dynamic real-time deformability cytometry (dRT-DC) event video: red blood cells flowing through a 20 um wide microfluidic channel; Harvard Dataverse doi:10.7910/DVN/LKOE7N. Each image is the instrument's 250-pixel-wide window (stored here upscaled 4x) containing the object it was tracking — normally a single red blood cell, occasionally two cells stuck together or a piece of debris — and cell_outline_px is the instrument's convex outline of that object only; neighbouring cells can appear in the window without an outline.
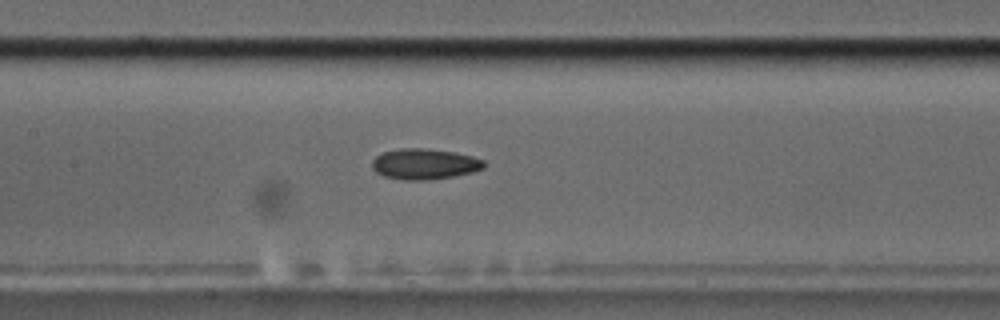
{"species": "common noctule bat (a hibernating species)", "species_latin": "Nyctalus noctula", "temperature_condition": "cold", "stored_images_in_passage": 10, "segment_of_instrument_passage": [2, 2], "camera_frame_rate_fps": 3000, "um_per_image_px": 0.085, "animal": {"sex": "male", "body_mass_g": 17.5, "forearm_length_mm": 52.3}, "frame": {"image": 1, "passage_image": 10, "time_ms": 11.667, "image_size_px": [1000, 320], "cell_outline_px": [[484, 168], [472, 172], [452, 176], [424, 180], [404, 180], [384, 176], [376, 172], [372, 168], [372, 160], [376, 156], [384, 152], [400, 148], [424, 148], [456, 152], [472, 156], [484, 160]], "centroid_in_image_um": [36.07, 13.93], "position_along_channel_um": 171.3, "area_um2": 19.94}}